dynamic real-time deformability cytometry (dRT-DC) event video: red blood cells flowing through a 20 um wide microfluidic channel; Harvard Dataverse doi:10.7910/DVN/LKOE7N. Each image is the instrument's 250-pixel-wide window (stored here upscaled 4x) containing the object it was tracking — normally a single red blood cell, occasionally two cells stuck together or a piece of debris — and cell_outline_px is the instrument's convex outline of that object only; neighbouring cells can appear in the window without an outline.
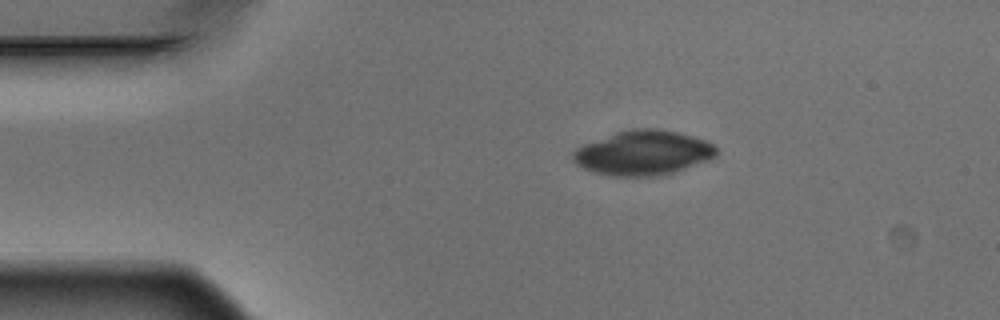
{"species": "Egyptian fruit bat (a non-hibernating species)", "species_latin": "Rousettus aegyptiacus", "temperature_condition": "warm", "stored_images_in_passage": 4, "camera_frame_rate_fps": 3000, "um_per_image_px": 0.085, "animal": {"sex": "male"}, "frame": {"image": 1, "passage_image": 2, "time_ms": 0.333, "image_size_px": [1000, 320], "cell_outline_px": [[716, 156], [712, 160], [664, 176], [612, 176], [596, 172], [584, 168], [576, 164], [572, 160], [572, 152], [580, 144], [616, 132], [636, 128], [656, 128], [676, 132], [692, 136], [716, 144]], "centroid_in_image_um": [54.68, 13.0], "position_along_channel_um": 30.3, "area_um2": 37.8}}